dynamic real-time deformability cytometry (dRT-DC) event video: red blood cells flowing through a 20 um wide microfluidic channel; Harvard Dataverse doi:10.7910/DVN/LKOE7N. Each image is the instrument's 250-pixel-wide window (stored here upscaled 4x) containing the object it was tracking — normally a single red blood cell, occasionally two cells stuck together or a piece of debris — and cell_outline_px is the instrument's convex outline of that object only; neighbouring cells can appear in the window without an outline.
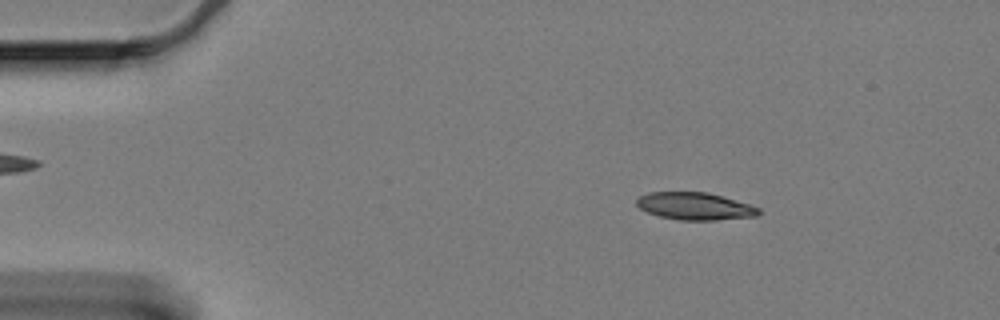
{"species": "Egyptian fruit bat (a non-hibernating species)", "species_latin": "Rousettus aegyptiacus", "temperature_condition": "cold", "stored_images_in_passage": 59, "camera_frame_rate_fps": 3000, "um_per_image_px": 0.085, "animal": {"sex": "female"}, "frame": {"image": 1, "passage_image": 9, "time_ms": 2.667, "image_size_px": [1000, 320], "cell_outline_px": [[760, 212], [756, 216], [716, 220], [680, 220], [660, 216], [648, 212], [640, 208], [636, 204], [636, 200], [640, 196], [648, 192], [708, 192], [752, 204], [760, 208]], "centroid_in_image_um": [59.1, 17.52], "position_along_channel_um": 25.9, "area_um2": 19.54}}
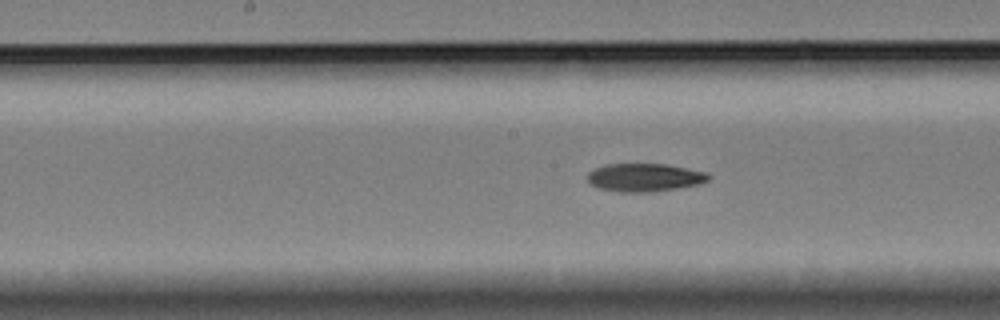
{"frame": {"image": 2, "passage_image": 30, "time_ms": 9.667, "image_size_px": [1000, 320], "cell_outline_px": [[712, 176], [708, 180], [700, 184], [652, 192], [620, 192], [600, 188], [592, 184], [588, 180], [588, 172], [596, 168], [608, 164], [668, 164], [708, 172]], "centroid_in_image_um": [54.85, 15.08], "position_along_channel_um": 193.4, "area_um2": 19.83}}
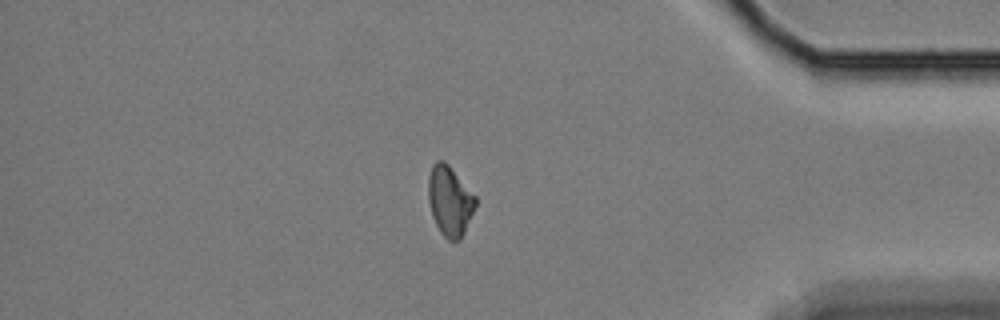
{"frame": {"image": 3, "passage_image": 51, "time_ms": 16.667, "image_size_px": [1000, 320], "cell_outline_px": [[476, 204], [464, 232], [460, 240], [448, 240], [440, 232], [432, 216], [428, 200], [428, 176], [432, 164], [436, 160], [444, 160], [448, 164], [476, 196]], "centroid_in_image_um": [38.21, 17.05], "position_along_channel_um": 397.0, "area_um2": 19.19}, "authors_computed_cell_mechanics": {"area_um2": 19.652, "velocity_mm_per_s": 3.3152, "shape_relaxation_time_tau1_ms": 5.6261, "shape_relaxation_time_tau2_ms": 10.8224, "deformation_change_tau1": 0.1338, "deformation_change_tau2": 0.1717}}